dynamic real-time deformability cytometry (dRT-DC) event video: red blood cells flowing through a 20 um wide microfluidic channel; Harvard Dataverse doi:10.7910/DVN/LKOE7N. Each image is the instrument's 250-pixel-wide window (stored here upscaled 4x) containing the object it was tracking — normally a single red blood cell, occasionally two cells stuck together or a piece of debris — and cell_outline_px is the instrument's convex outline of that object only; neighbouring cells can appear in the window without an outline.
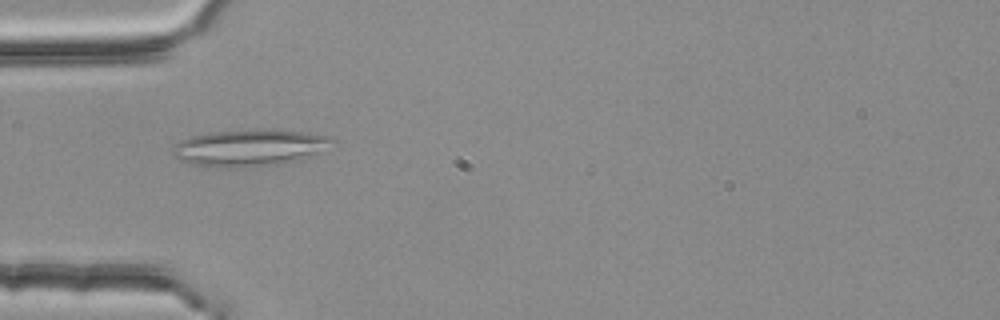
{"species": "common noctule bat (a hibernating species)", "species_latin": "Nyctalus noctula", "temperature_condition": "room temperature", "stored_images_in_passage": 47, "segment_of_instrument_passage": [1, 2], "camera_frame_rate_fps": 3000, "um_per_image_px": 0.085, "animal": {"sex": "female", "body_mass_g": 25.1}, "frame": {"image": 1, "passage_image": 10, "time_ms": 3.0, "image_size_px": [1000, 320], "cell_outline_px": [[336, 140], [320, 152], [304, 160], [288, 164], [236, 168], [220, 168], [192, 164], [180, 160], [172, 156], [172, 148], [180, 140], [192, 136], [208, 132], [300, 132], [328, 136]], "centroid_in_image_um": [21.18, 12.63], "position_along_channel_um": 63.8, "area_um2": 33.58}}